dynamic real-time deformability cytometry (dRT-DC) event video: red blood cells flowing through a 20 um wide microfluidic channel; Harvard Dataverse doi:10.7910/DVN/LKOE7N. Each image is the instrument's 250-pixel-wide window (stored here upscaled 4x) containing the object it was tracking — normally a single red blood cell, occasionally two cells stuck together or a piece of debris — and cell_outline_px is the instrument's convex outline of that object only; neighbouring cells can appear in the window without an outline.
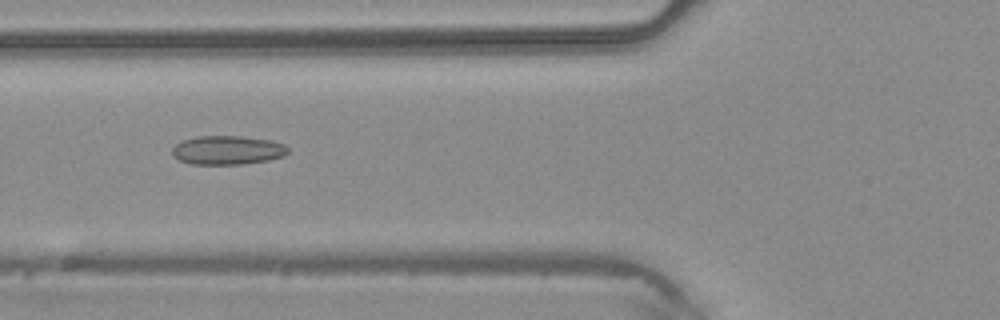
{"species": "common noctule bat (a hibernating species)", "species_latin": "Nyctalus noctula", "temperature_condition": "warm", "stored_images_in_passage": 33, "camera_frame_rate_fps": 3000, "um_per_image_px": 0.085, "animal": {"sex": "male", "body_mass_g": 20.4}, "frame": {"image": 1, "passage_image": 5, "time_ms": 1.333, "image_size_px": [1000, 320], "cell_outline_px": [[288, 152], [284, 156], [268, 160], [240, 164], [192, 164], [180, 160], [172, 156], [172, 148], [176, 144], [184, 140], [196, 136], [240, 136], [272, 140], [284, 144], [288, 148]], "centroid_in_image_um": [19.34, 12.76], "position_along_channel_um": 106.5, "area_um2": 19.48}}
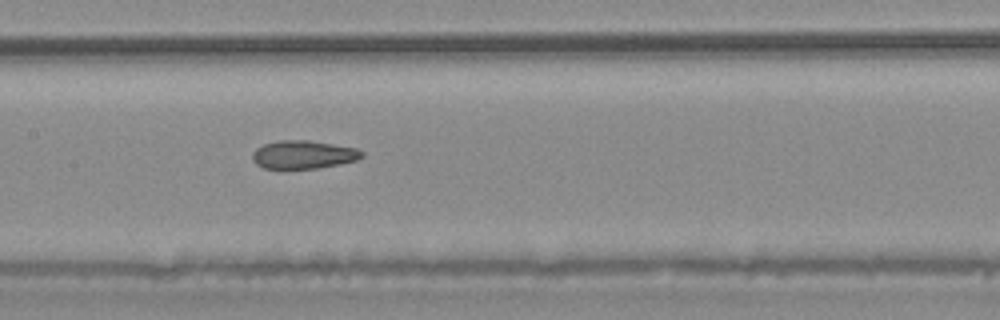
{"frame": {"image": 2, "passage_image": 10, "time_ms": 3.0, "image_size_px": [1000, 320], "cell_outline_px": [[364, 156], [356, 160], [340, 164], [316, 168], [264, 168], [256, 164], [252, 160], [252, 152], [256, 148], [264, 144], [280, 140], [308, 140], [356, 148], [364, 152]], "centroid_in_image_um": [25.78, 13.14], "position_along_channel_um": 181.6, "area_um2": 17.92}}
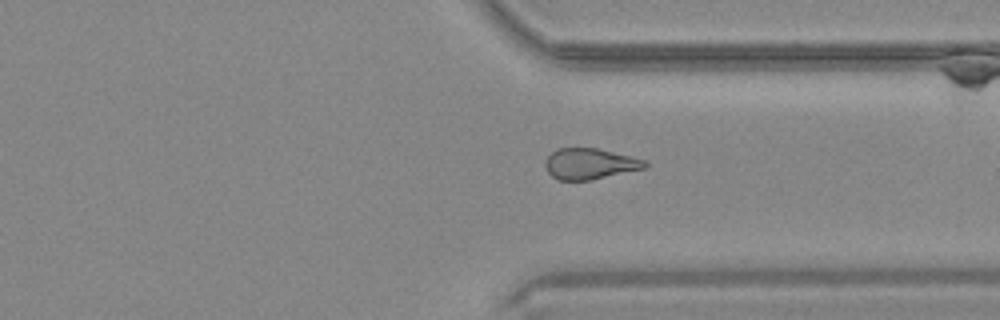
{"frame": {"image": 3, "passage_image": 22, "time_ms": 7.0, "image_size_px": [1000, 320], "cell_outline_px": [[648, 164], [644, 168], [592, 180], [556, 180], [548, 172], [544, 164], [548, 156], [556, 148], [596, 148], [632, 156], [644, 160]], "centroid_in_image_um": [50.11, 13.92], "position_along_channel_um": 361.3, "area_um2": 17.92}}